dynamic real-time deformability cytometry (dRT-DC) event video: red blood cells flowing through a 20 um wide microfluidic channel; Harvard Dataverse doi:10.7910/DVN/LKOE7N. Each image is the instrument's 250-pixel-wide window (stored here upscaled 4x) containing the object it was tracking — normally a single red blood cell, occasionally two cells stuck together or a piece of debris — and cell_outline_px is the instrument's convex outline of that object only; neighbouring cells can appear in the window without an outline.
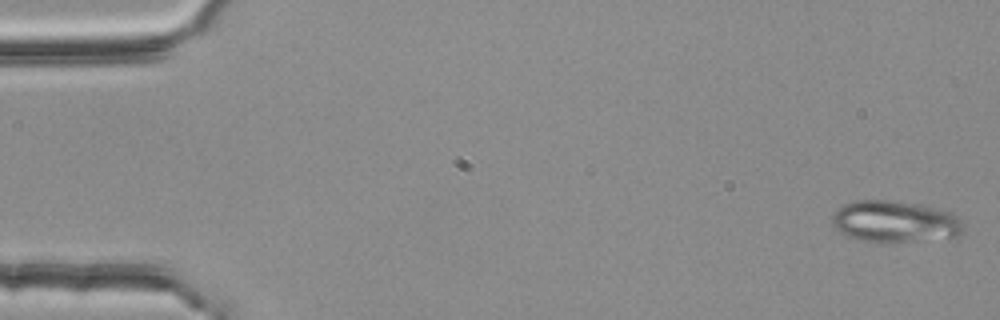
{"species": "common noctule bat (a hibernating species)", "species_latin": "Nyctalus noctula", "temperature_condition": "room temperature", "stored_images_in_passage": 4, "camera_frame_rate_fps": 3000, "um_per_image_px": 0.085, "animal": {"sex": "female", "body_mass_g": 25.1}, "frame": {"image": 1, "passage_image": 1, "time_ms": 0.0, "image_size_px": [1000, 320], "cell_outline_px": [[964, 232], [960, 236], [916, 240], [856, 240], [840, 232], [832, 224], [832, 212], [840, 204], [856, 200], [892, 200], [924, 204], [940, 208], [952, 212], [964, 224]], "centroid_in_image_um": [76.06, 18.78], "position_along_channel_um": 8.9, "area_um2": 31.91}}